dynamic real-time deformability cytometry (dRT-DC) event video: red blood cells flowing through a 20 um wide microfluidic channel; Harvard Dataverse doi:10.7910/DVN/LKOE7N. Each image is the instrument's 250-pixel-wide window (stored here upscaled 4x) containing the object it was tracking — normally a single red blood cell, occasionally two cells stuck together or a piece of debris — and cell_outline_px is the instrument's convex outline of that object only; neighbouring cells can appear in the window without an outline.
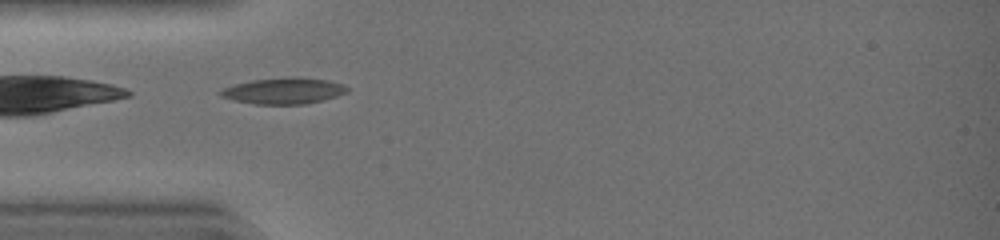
{"species": "common noctule bat (a hibernating species)", "species_latin": "Nyctalus noctula", "temperature_condition": "warm", "stored_images_in_passage": 9, "camera_frame_rate_fps": 3000, "um_per_image_px": 0.085, "animal": {"sex": "female", "body_mass_g": 19.0, "forearm_length_mm": 51.5}, "frame": {"image": 1, "passage_image": 1, "time_ms": 0.0, "image_size_px": [1000, 240], "cell_outline_px": [[348, 92], [324, 100], [304, 104], [256, 104], [232, 100], [220, 96], [220, 92], [224, 88], [236, 84], [252, 80], [288, 76], [296, 76], [328, 80], [344, 84], [348, 88]], "centroid_in_image_um": [24.15, 7.71], "position_along_channel_um": 60.9, "area_um2": 19.42}}